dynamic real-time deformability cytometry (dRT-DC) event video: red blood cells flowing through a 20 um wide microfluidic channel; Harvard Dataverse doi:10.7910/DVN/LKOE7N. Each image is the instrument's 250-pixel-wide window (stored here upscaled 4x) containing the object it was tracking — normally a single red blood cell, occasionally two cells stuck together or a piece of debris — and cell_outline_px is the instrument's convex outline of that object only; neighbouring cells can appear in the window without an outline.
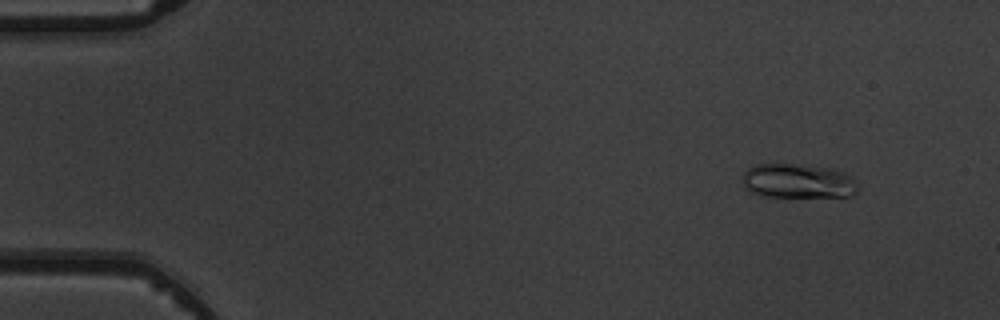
{"species": "common noctule bat (a hibernating species)", "species_latin": "Nyctalus noctula", "temperature_condition": "warm", "stored_images_in_passage": 5, "camera_frame_rate_fps": 3000, "um_per_image_px": 0.085, "animal": {"sex": "male", "body_mass_g": 19.5, "forearm_length_mm": 54.6}, "frame": {"image": 1, "passage_image": 2, "time_ms": 1.0, "image_size_px": [1000, 320], "cell_outline_px": [[860, 188], [852, 196], [764, 196], [752, 192], [744, 184], [744, 172], [748, 168], [756, 164], [792, 164], [832, 168], [844, 172], [852, 176]], "centroid_in_image_um": [67.89, 15.38], "position_along_channel_um": 17.1, "area_um2": 22.95}}